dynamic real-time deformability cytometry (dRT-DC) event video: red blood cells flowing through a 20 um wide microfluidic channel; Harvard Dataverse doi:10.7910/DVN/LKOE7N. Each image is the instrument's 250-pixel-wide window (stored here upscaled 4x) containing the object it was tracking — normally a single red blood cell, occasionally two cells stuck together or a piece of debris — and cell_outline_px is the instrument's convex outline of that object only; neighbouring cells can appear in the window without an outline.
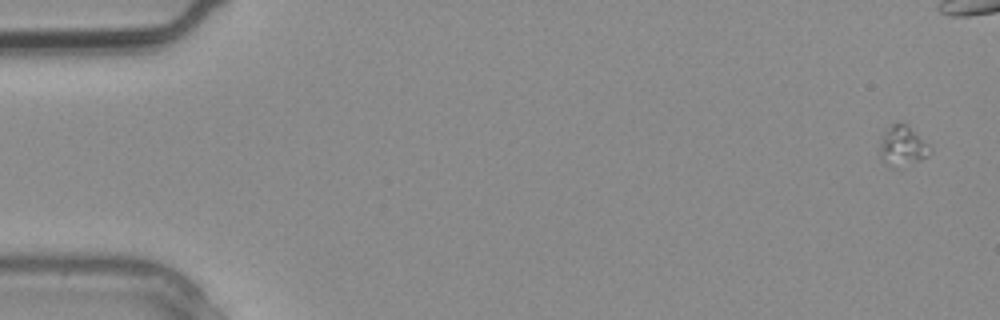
{"species": "common noctule bat (a hibernating species)", "species_latin": "Nyctalus noctula", "temperature_condition": "warm", "stored_images_in_passage": 5, "camera_frame_rate_fps": 3000, "um_per_image_px": 0.085, "animal": {"sex": "male", "body_mass_g": 20.4}, "frame": {"image": 1, "passage_image": 1, "time_ms": 0.0, "image_size_px": [1000, 320], "cell_outline_px": [[932, 152], [928, 156], [920, 160], [892, 168], [880, 160], [880, 140], [888, 128], [892, 124], [900, 120], [928, 144], [932, 148]], "centroid_in_image_um": [76.7, 12.42], "position_along_channel_um": 8.3, "area_um2": 11.62}}